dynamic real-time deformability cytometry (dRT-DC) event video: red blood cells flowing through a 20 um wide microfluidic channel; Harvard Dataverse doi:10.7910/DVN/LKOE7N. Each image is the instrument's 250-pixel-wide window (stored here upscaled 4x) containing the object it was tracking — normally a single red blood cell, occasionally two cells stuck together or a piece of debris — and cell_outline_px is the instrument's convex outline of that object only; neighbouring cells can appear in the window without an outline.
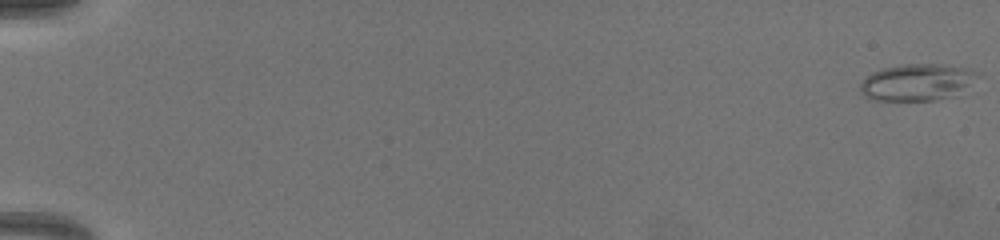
{"species": "common noctule bat (a hibernating species)", "species_latin": "Nyctalus noctula", "temperature_condition": "warm", "stored_images_in_passage": 68, "camera_frame_rate_fps": 3000, "um_per_image_px": 0.085, "animal": {"sex": "female", "body_mass_g": 19.5, "forearm_length_mm": 54.1}, "frame": {"image": 1, "passage_image": 1, "time_ms": 0.0, "image_size_px": [1000, 240], "cell_outline_px": [[972, 72], [968, 84], [948, 96], [932, 100], [876, 100], [864, 96], [860, 92], [860, 84], [872, 72], [884, 68], [900, 64], [940, 64], [964, 68]], "centroid_in_image_um": [77.75, 6.98], "position_along_channel_um": 7.2, "area_um2": 23.81}}
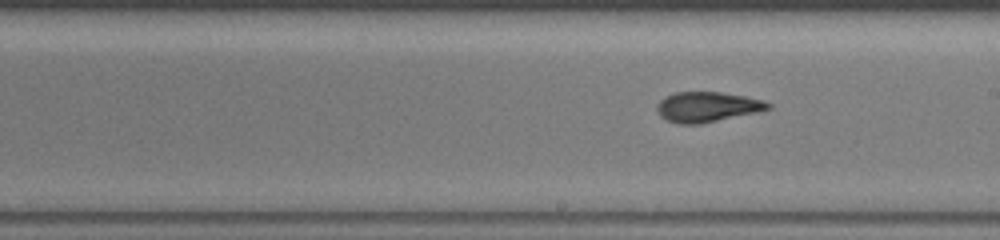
{"frame": {"image": 2, "passage_image": 41, "time_ms": 13.333, "image_size_px": [1000, 240], "cell_outline_px": [[772, 108], [756, 112], [700, 124], [676, 124], [660, 116], [656, 108], [656, 104], [660, 100], [676, 92], [720, 92], [744, 96], [760, 100], [772, 104]], "centroid_in_image_um": [60.08, 9.09], "position_along_channel_um": 228.9, "area_um2": 19.31}}
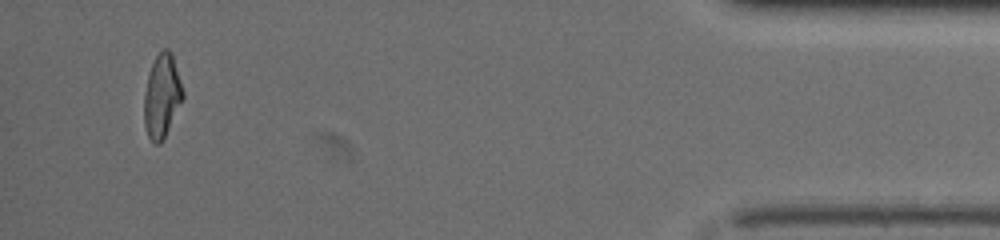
{"frame": {"image": 3, "passage_image": 65, "time_ms": 21.333, "image_size_px": [1000, 240], "cell_outline_px": [[184, 96], [160, 144], [152, 144], [148, 136], [144, 124], [144, 96], [148, 76], [152, 64], [156, 56], [164, 48], [168, 48], [172, 52], [184, 92]], "centroid_in_image_um": [13.76, 8.14], "position_along_channel_um": 421.4, "area_um2": 18.61}}